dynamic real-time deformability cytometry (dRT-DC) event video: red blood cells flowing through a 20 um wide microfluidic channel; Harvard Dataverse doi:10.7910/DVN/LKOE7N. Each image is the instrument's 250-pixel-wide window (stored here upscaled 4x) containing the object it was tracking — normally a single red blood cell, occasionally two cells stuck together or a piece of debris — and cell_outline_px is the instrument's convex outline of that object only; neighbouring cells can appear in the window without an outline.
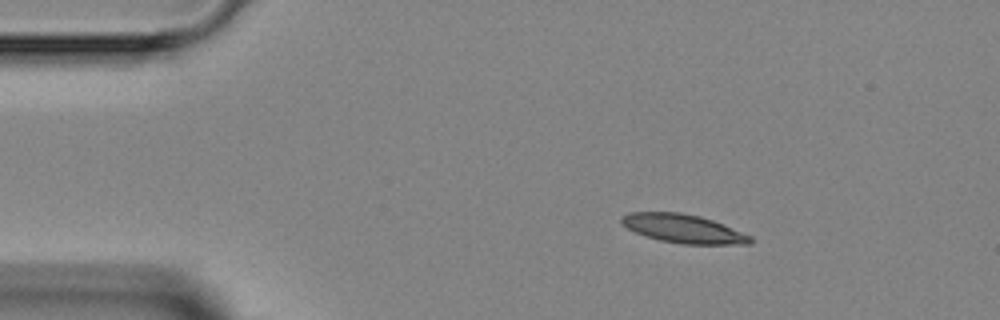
{"species": "Egyptian fruit bat (a non-hibernating species)", "species_latin": "Rousettus aegyptiacus", "temperature_condition": "room temperature", "stored_images_in_passage": 3, "camera_frame_rate_fps": 3000, "um_per_image_px": 0.085, "animal": {"sex": "female"}, "frame": {"image": 1, "passage_image": 1, "time_ms": 0.0, "image_size_px": [1000, 320], "cell_outline_px": [[752, 244], [680, 244], [660, 240], [644, 236], [620, 224], [620, 216], [628, 212], [680, 212], [700, 216], [712, 220], [752, 236]], "centroid_in_image_um": [58.04, 19.43], "position_along_channel_um": 27.0, "area_um2": 21.56}}
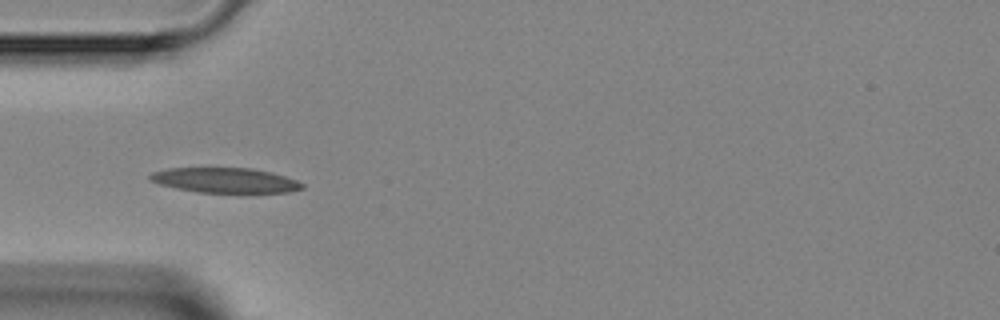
{"frame": {"image": 2, "passage_image": 3, "time_ms": 2.333, "image_size_px": [1000, 320], "cell_outline_px": [[304, 188], [288, 192], [240, 196], [196, 192], [176, 188], [160, 184], [148, 180], [148, 176], [152, 172], [168, 168], [252, 168], [272, 172], [296, 180], [304, 184]], "centroid_in_image_um": [19.19, 15.38], "position_along_channel_um": 65.8, "area_um2": 23.41}}